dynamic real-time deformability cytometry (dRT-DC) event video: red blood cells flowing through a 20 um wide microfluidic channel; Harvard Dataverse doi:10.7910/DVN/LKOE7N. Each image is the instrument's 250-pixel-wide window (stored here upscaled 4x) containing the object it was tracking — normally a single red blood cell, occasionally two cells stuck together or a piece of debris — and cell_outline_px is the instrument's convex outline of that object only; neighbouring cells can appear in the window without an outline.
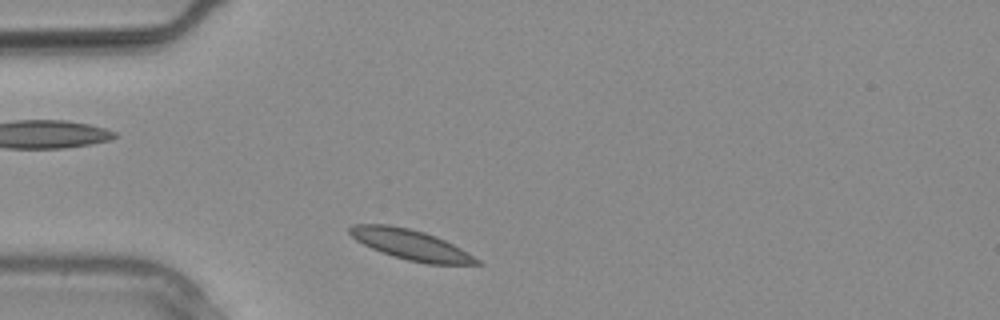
{"species": "common noctule bat (a hibernating species)", "species_latin": "Nyctalus noctula", "temperature_condition": "warm", "stored_images_in_passage": 3, "camera_frame_rate_fps": 3000, "um_per_image_px": 0.085, "animal": {"sex": "male", "body_mass_g": 20.4}, "frame": {"image": 1, "passage_image": 3, "time_ms": 0.667, "image_size_px": [1000, 320], "cell_outline_px": [[484, 264], [428, 264], [408, 260], [392, 256], [372, 248], [356, 240], [348, 232], [348, 228], [352, 224], [388, 224], [408, 228], [424, 232], [436, 236], [468, 252], [480, 260]], "centroid_in_image_um": [34.91, 20.79], "position_along_channel_um": 50.1, "area_um2": 22.25}}